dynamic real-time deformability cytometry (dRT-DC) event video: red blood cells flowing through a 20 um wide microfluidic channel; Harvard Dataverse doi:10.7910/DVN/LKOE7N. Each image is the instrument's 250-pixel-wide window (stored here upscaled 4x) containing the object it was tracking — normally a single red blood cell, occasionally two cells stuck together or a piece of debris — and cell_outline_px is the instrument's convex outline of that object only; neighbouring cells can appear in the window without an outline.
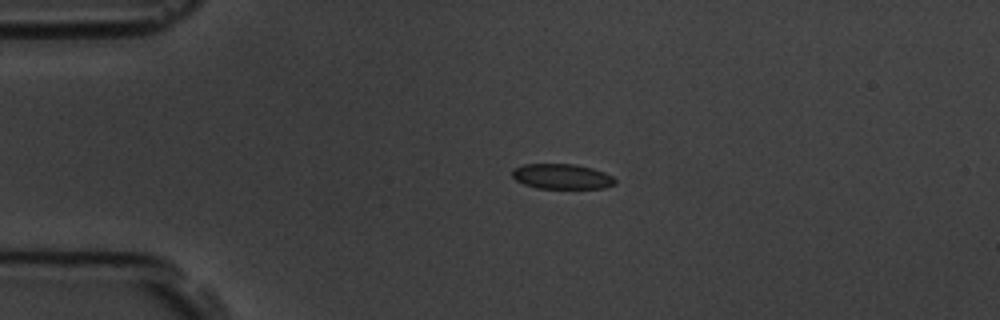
{"species": "common noctule bat (a hibernating species)", "species_latin": "Nyctalus noctula", "temperature_condition": "room temperature", "stored_images_in_passage": 5, "camera_frame_rate_fps": 3000, "um_per_image_px": 0.085, "animal": {"sex": "male", "body_mass_g": 19.5, "forearm_length_mm": 54.6}, "frame": {"image": 1, "passage_image": 4, "time_ms": 3.333, "image_size_px": [1000, 320], "cell_outline_px": [[616, 184], [604, 188], [536, 188], [524, 184], [516, 180], [512, 176], [512, 168], [524, 164], [576, 164], [592, 168], [604, 172], [612, 176], [616, 180]], "centroid_in_image_um": [47.75, 14.99], "position_along_channel_um": 37.2, "area_um2": 15.14}}